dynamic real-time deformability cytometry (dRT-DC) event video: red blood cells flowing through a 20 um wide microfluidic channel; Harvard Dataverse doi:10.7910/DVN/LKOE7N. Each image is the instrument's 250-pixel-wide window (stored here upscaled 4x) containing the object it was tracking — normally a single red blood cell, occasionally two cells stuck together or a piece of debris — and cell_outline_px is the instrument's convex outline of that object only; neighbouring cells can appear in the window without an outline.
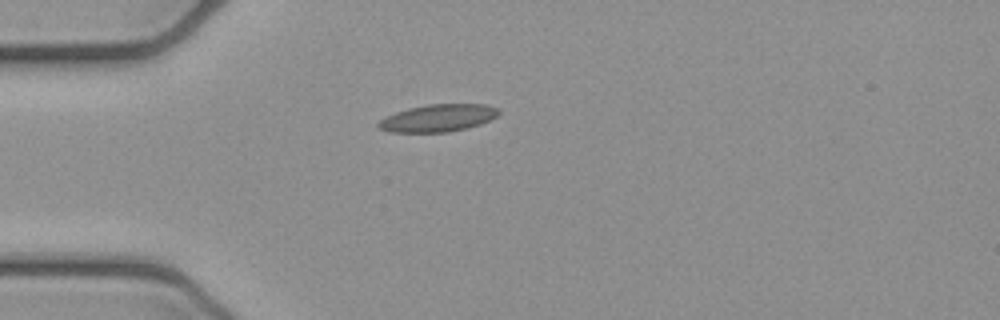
{"species": "common noctule bat (a hibernating species)", "species_latin": "Nyctalus noctula", "temperature_condition": "cold", "stored_images_in_passage": 1, "camera_frame_rate_fps": 3000, "um_per_image_px": 0.085, "animal": {"sex": "female", "body_mass_g": 21.9}, "frame": {"image": 1, "passage_image": 1, "time_ms": 0.0, "image_size_px": [1000, 320], "cell_outline_px": [[500, 112], [496, 116], [480, 124], [468, 128], [448, 132], [388, 132], [376, 128], [376, 124], [380, 120], [396, 112], [408, 108], [428, 104], [488, 104], [500, 108]], "centroid_in_image_um": [37.23, 10.03], "position_along_channel_um": 47.8, "area_um2": 19.31}}